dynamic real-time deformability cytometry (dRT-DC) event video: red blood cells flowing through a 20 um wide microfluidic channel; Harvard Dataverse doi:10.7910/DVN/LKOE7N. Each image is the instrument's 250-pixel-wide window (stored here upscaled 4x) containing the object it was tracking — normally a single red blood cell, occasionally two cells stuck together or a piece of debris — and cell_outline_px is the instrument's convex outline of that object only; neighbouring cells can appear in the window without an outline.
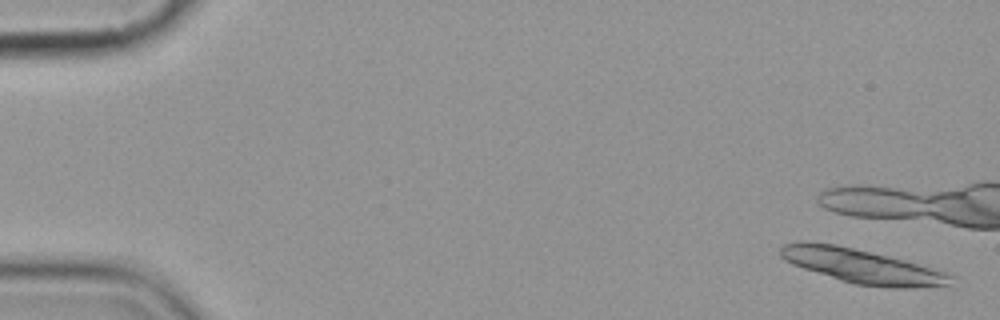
{"species": "common noctule bat (a hibernating species)", "species_latin": "Nyctalus noctula", "temperature_condition": "cold", "stored_images_in_passage": 5, "camera_frame_rate_fps": 3000, "um_per_image_px": 0.085, "animal": {"sex": "female", "body_mass_g": 19.9}, "frame": {"image": 1, "passage_image": 1, "time_ms": 0.0, "image_size_px": [1000, 320], "cell_outline_px": [[952, 276], [948, 284], [916, 288], [888, 288], [856, 284], [840, 280], [792, 264], [784, 260], [780, 256], [780, 248], [784, 244], [800, 240], [836, 244], [904, 260], [952, 272]], "centroid_in_image_um": [73.26, 22.61], "position_along_channel_um": 11.7, "area_um2": 34.04}}